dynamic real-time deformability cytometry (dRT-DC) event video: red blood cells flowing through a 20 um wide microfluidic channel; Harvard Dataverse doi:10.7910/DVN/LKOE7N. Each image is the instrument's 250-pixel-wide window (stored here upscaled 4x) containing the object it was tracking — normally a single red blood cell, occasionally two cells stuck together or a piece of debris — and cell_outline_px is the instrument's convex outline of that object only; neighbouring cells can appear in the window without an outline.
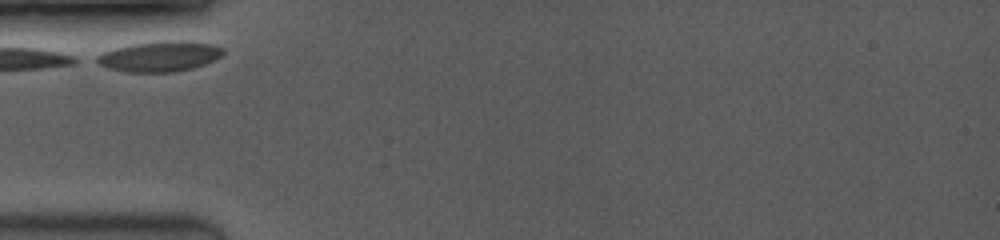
{"species": "common noctule bat (a hibernating species)", "species_latin": "Nyctalus noctula", "temperature_condition": "room temperature", "stored_images_in_passage": 24, "camera_frame_rate_fps": 3500, "um_per_image_px": 0.085, "animal": {"sex": "female", "body_mass_g": 19.0, "forearm_length_mm": 53.3}, "frame": {"image": 1, "passage_image": 1, "time_ms": 0.0, "image_size_px": [1000, 240], "cell_outline_px": [[224, 52], [220, 56], [204, 64], [192, 68], [176, 72], [124, 72], [108, 68], [92, 60], [96, 56], [104, 52], [116, 48], [132, 44], [160, 40], [188, 40], [212, 44], [224, 48]], "centroid_in_image_um": [13.56, 4.78], "position_along_channel_um": 71.4, "area_um2": 22.54}}